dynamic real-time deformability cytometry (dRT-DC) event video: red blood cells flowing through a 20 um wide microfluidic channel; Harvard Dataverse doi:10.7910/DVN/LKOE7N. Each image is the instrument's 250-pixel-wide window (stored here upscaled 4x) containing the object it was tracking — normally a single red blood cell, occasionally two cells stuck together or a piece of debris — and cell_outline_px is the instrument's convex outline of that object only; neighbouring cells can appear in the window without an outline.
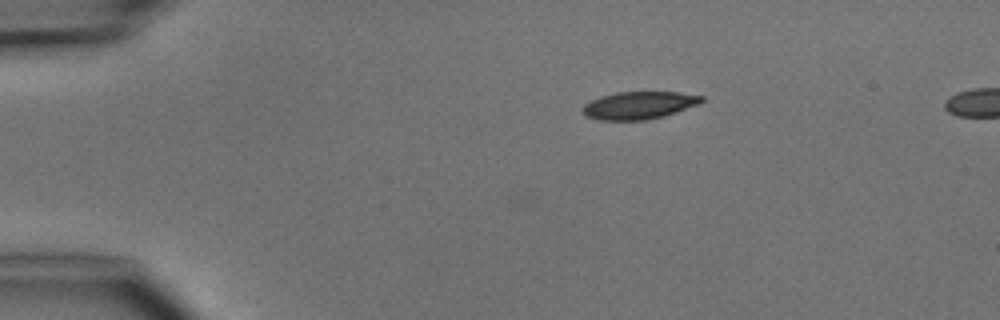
{"species": "common noctule bat (a hibernating species)", "species_latin": "Nyctalus noctula", "temperature_condition": "cold", "stored_images_in_passage": 6, "camera_frame_rate_fps": 3000, "um_per_image_px": 0.085, "animal": {"sex": "male", "body_mass_g": 15.6}, "frame": {"image": 1, "passage_image": 4, "time_ms": 3.667, "image_size_px": [1000, 320], "cell_outline_px": [[704, 100], [700, 104], [664, 116], [644, 120], [596, 120], [584, 116], [580, 108], [584, 104], [600, 96], [616, 92], [680, 92], [704, 96]], "centroid_in_image_um": [54.29, 8.95], "position_along_channel_um": 30.7, "area_um2": 19.36}}